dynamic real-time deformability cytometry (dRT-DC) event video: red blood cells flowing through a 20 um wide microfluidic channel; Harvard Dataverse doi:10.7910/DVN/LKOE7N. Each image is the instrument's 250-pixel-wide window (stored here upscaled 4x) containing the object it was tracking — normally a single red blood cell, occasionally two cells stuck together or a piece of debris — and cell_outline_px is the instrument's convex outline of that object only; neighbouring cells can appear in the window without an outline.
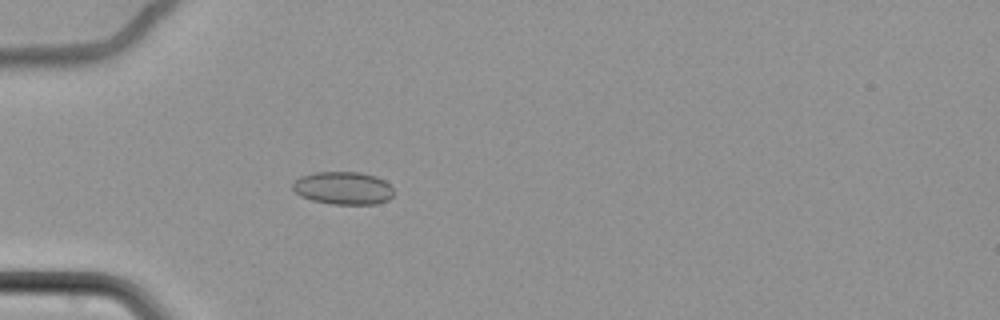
{"species": "common noctule bat (a hibernating species)", "species_latin": "Nyctalus noctula", "temperature_condition": "cold", "stored_images_in_passage": 65, "camera_frame_rate_fps": 3000, "um_per_image_px": 0.085, "animal": {"sex": "female", "body_mass_g": 22.7, "forearm_length_mm": 54.2}, "frame": {"image": 1, "passage_image": 23, "time_ms": 7.333, "image_size_px": [1000, 320], "cell_outline_px": [[392, 196], [388, 200], [376, 204], [332, 204], [312, 200], [300, 196], [292, 188], [292, 184], [300, 176], [316, 172], [360, 172], [376, 176], [384, 180], [392, 188]], "centroid_in_image_um": [29.16, 15.98], "position_along_channel_um": 55.8, "area_um2": 19.31}}
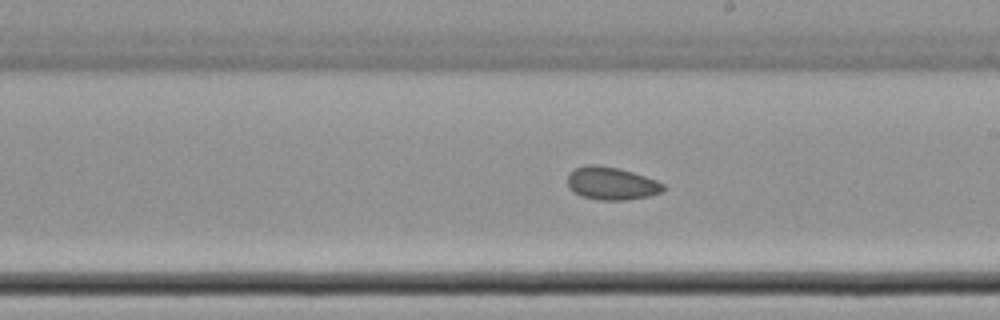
{"frame": {"image": 2, "passage_image": 40, "time_ms": 13.0, "image_size_px": [1000, 320], "cell_outline_px": [[664, 192], [648, 196], [624, 200], [596, 200], [580, 196], [572, 192], [568, 188], [568, 172], [584, 164], [596, 164], [620, 168], [656, 180], [664, 184]], "centroid_in_image_um": [51.93, 15.59], "position_along_channel_um": 237.1, "area_um2": 18.61}}
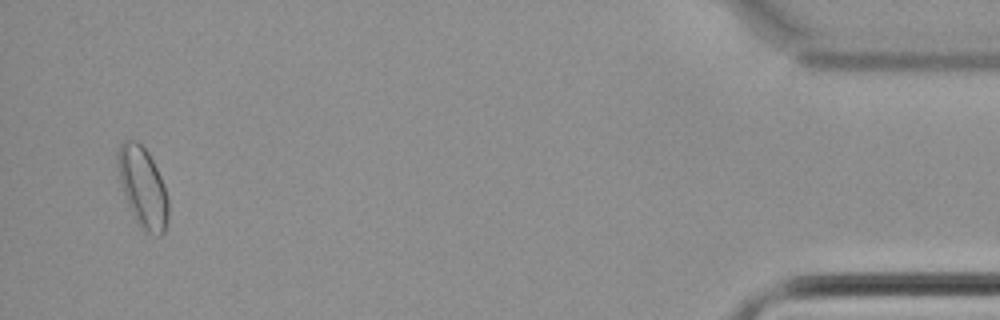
{"frame": {"image": 3, "passage_image": 63, "time_ms": 20.667, "image_size_px": [1000, 320], "cell_outline_px": [[168, 220], [164, 232], [160, 236], [144, 232], [140, 228], [124, 196], [120, 180], [116, 160], [116, 152], [120, 144], [124, 140], [136, 140], [148, 152], [160, 176], [168, 196]], "centroid_in_image_um": [12.13, 15.92], "position_along_channel_um": 423.1, "area_um2": 23.7}}